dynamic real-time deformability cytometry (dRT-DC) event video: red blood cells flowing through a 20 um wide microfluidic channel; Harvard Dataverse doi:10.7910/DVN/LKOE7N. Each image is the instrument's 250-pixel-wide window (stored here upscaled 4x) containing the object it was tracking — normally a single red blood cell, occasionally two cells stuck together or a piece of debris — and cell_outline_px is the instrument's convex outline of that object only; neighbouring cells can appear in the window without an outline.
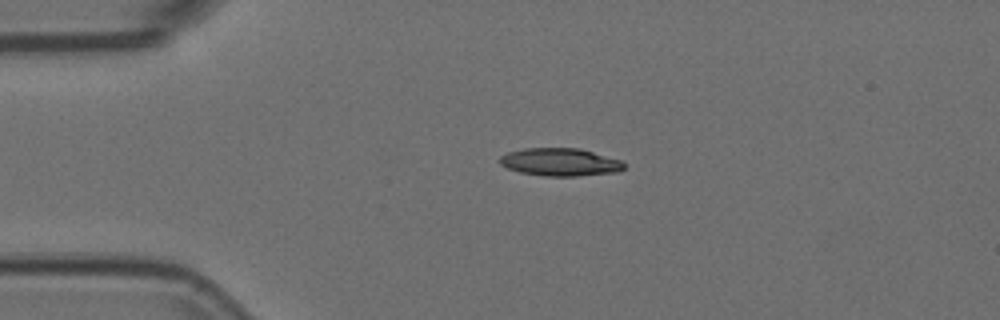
{"species": "Egyptian fruit bat (a non-hibernating species)", "species_latin": "Rousettus aegyptiacus", "temperature_condition": "room temperature", "stored_images_in_passage": 2, "camera_frame_rate_fps": 3000, "um_per_image_px": 0.085, "animal": {"sex": "female"}, "frame": {"image": 1, "passage_image": 1, "time_ms": 0.0, "image_size_px": [1000, 320], "cell_outline_px": [[624, 168], [616, 172], [576, 176], [544, 176], [520, 172], [508, 168], [500, 164], [500, 156], [508, 152], [524, 148], [580, 148], [620, 160], [624, 164]], "centroid_in_image_um": [47.59, 13.77], "position_along_channel_um": 37.4, "area_um2": 20.0}}